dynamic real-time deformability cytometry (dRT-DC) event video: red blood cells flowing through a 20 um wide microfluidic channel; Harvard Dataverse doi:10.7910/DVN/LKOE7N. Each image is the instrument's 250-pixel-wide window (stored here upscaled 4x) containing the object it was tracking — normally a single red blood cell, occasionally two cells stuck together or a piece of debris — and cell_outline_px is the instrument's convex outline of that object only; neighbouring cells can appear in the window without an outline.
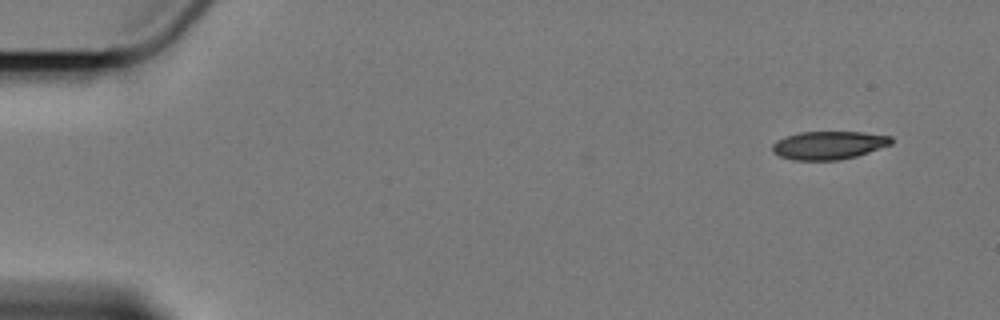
{"species": "Egyptian fruit bat (a non-hibernating species)", "species_latin": "Rousettus aegyptiacus", "temperature_condition": "cold", "stored_images_in_passage": 4, "camera_frame_rate_fps": 3000, "um_per_image_px": 0.085, "animal": {"sex": "female"}, "frame": {"image": 1, "passage_image": 1, "time_ms": 0.0, "image_size_px": [1000, 320], "cell_outline_px": [[892, 144], [856, 156], [840, 160], [792, 160], [780, 156], [772, 152], [772, 144], [776, 140], [784, 136], [800, 132], [864, 132], [892, 136]], "centroid_in_image_um": [70.41, 12.34], "position_along_channel_um": 14.6, "area_um2": 19.65}}
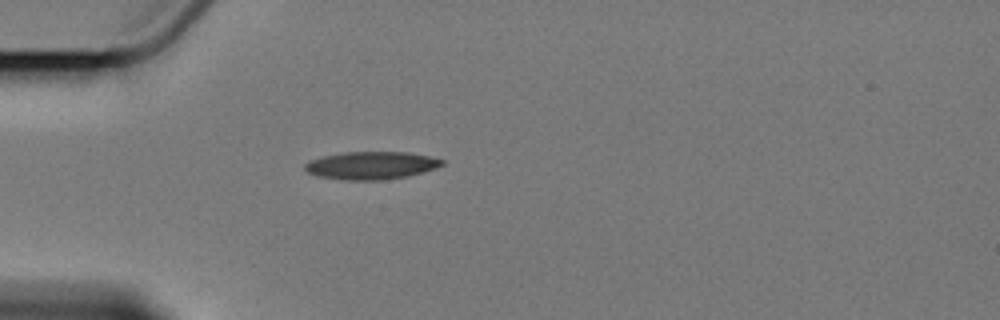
{"frame": {"image": 2, "passage_image": 4, "time_ms": 4.333, "image_size_px": [1000, 320], "cell_outline_px": [[444, 164], [436, 168], [408, 176], [380, 180], [348, 180], [320, 176], [308, 172], [304, 168], [304, 164], [308, 160], [324, 156], [344, 152], [408, 152], [428, 156], [444, 160]], "centroid_in_image_um": [31.56, 14.05], "position_along_channel_um": 53.4, "area_um2": 22.02}}